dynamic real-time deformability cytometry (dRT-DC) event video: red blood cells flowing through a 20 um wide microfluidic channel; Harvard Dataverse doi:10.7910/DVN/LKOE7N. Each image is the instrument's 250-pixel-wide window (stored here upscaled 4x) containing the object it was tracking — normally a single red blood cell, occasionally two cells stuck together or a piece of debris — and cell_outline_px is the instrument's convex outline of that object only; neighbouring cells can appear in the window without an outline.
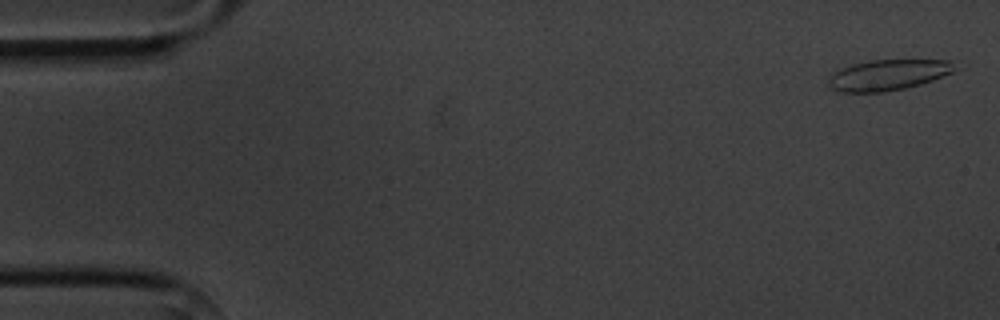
{"species": "common noctule bat (a hibernating species)", "species_latin": "Nyctalus noctula", "temperature_condition": "cold", "stored_images_in_passage": 5, "camera_frame_rate_fps": 3000, "um_per_image_px": 0.085, "animal": {"sex": "male", "body_mass_g": 20.1, "forearm_length_mm": 53.5}, "frame": {"image": 1, "passage_image": 1, "time_ms": 0.0, "image_size_px": [1000, 320], "cell_outline_px": [[968, 64], [964, 68], [932, 80], [920, 84], [904, 88], [884, 92], [836, 92], [828, 88], [828, 76], [832, 72], [840, 68], [852, 64], [868, 60], [948, 60]], "centroid_in_image_um": [75.56, 6.35], "position_along_channel_um": 9.4, "area_um2": 23.47}}